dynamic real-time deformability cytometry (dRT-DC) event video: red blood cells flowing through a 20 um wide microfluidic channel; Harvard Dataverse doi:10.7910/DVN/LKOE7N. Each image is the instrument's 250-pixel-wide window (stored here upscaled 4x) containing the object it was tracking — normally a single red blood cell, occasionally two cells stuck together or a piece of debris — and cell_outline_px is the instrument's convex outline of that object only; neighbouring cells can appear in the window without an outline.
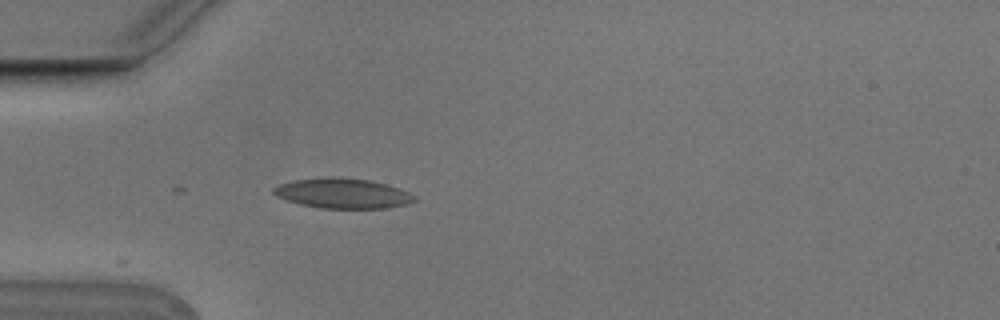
{"species": "Egyptian fruit bat (a non-hibernating species)", "species_latin": "Rousettus aegyptiacus", "temperature_condition": "cold", "stored_images_in_passage": 5, "camera_frame_rate_fps": 3000, "um_per_image_px": 0.085, "animal": {"sex": "male"}, "frame": {"image": 1, "passage_image": 5, "time_ms": 1.333, "image_size_px": [1000, 320], "cell_outline_px": [[416, 200], [408, 204], [388, 208], [320, 208], [300, 204], [276, 196], [272, 192], [272, 188], [280, 184], [292, 180], [372, 180], [408, 192], [416, 196]], "centroid_in_image_um": [29.16, 16.49], "position_along_channel_um": 55.8, "area_um2": 23.52}}